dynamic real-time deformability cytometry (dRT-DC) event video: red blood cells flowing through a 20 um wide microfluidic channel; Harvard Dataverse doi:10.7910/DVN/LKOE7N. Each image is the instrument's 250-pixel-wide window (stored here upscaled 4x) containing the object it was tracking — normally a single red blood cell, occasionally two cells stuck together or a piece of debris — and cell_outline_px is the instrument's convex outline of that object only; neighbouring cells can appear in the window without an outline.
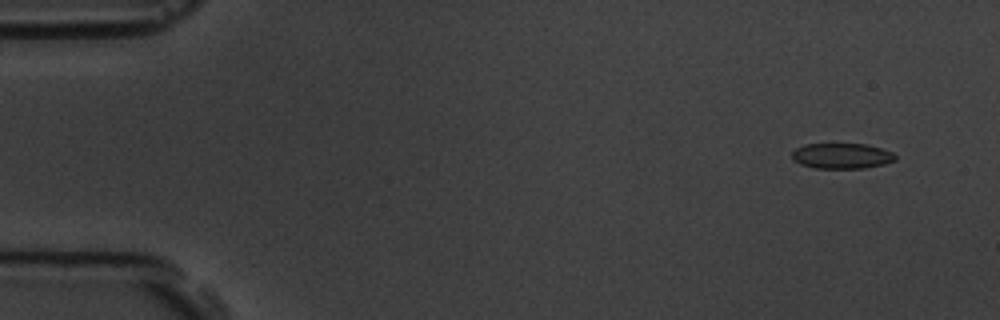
{"species": "common noctule bat (a hibernating species)", "species_latin": "Nyctalus noctula", "temperature_condition": "room temperature", "stored_images_in_passage": 57, "camera_frame_rate_fps": 3000, "um_per_image_px": 0.085, "animal": {"sex": "male", "body_mass_g": 19.5, "forearm_length_mm": 54.6}, "frame": {"image": 1, "passage_image": 4, "time_ms": 1.0, "image_size_px": [1000, 320], "cell_outline_px": [[896, 160], [884, 164], [864, 168], [816, 168], [800, 164], [792, 160], [792, 152], [796, 148], [804, 144], [868, 144], [892, 152], [896, 156]], "centroid_in_image_um": [71.54, 13.25], "position_along_channel_um": 13.5, "area_um2": 15.37}}
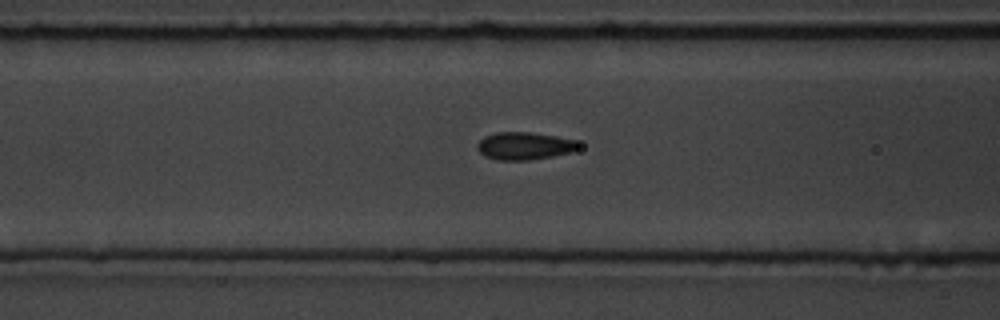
{"frame": {"image": 2, "passage_image": 23, "time_ms": 7.333, "image_size_px": [1000, 320], "cell_outline_px": [[580, 148], [572, 152], [552, 156], [528, 160], [496, 160], [484, 156], [476, 148], [476, 144], [484, 136], [496, 132], [532, 132], [556, 136], [576, 140], [580, 144]], "centroid_in_image_um": [44.57, 12.4], "position_along_channel_um": 122.0, "area_um2": 16.47}}
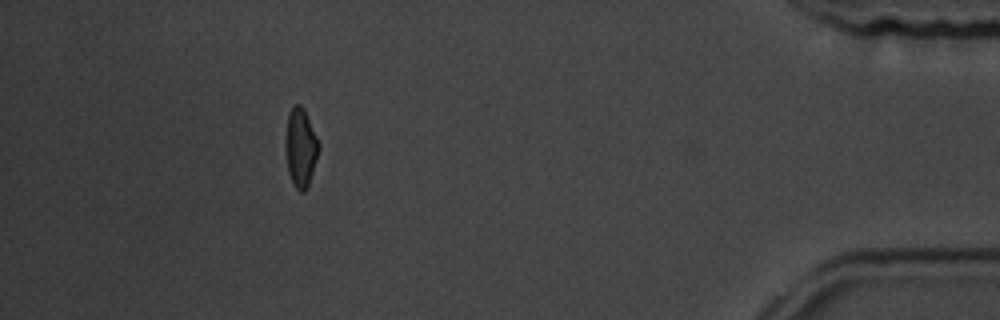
{"frame": {"image": 3, "passage_image": 52, "time_ms": 17.0, "image_size_px": [1000, 320], "cell_outline_px": [[320, 148], [308, 184], [304, 192], [300, 192], [296, 188], [288, 172], [284, 144], [284, 136], [288, 112], [296, 104], [300, 104], [304, 108], [320, 144]], "centroid_in_image_um": [25.53, 12.5], "position_along_channel_um": 409.7, "area_um2": 15.37}, "authors_computed_cell_mechanics": {"area_um2": 15.8372, "velocity_mm_per_s": 3.5644, "shape_relaxation_time_tau1_ms": 7.2853, "shape_relaxation_time_tau2_ms": 1.2763, "deformation_change_tau1": 0.1064, "deformation_change_tau2": 0.0568}}